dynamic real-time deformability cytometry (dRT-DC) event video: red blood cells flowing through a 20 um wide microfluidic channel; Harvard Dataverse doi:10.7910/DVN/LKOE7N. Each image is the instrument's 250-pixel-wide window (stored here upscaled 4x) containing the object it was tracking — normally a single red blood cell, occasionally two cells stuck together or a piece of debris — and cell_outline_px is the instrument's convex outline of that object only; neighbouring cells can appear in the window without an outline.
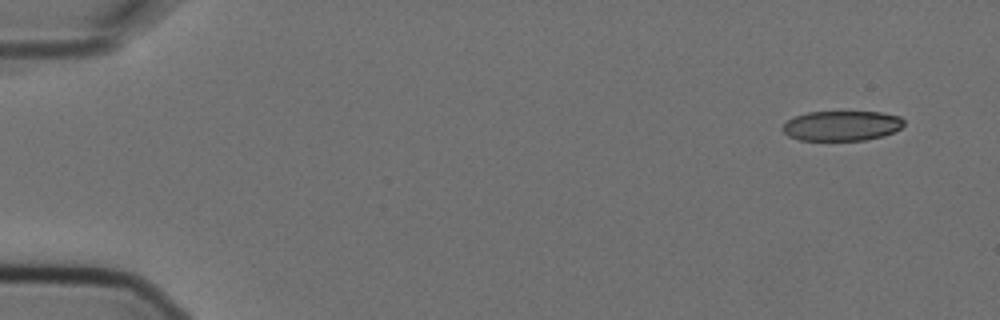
{"species": "Egyptian fruit bat (a non-hibernating species)", "species_latin": "Rousettus aegyptiacus", "temperature_condition": "cold", "stored_images_in_passage": 9, "camera_frame_rate_fps": 3000, "um_per_image_px": 0.085, "animal": {"sex": "female"}, "frame": {"image": 1, "passage_image": 1, "time_ms": 0.0, "image_size_px": [1000, 320], "cell_outline_px": [[904, 124], [900, 128], [884, 136], [864, 140], [800, 140], [788, 136], [780, 128], [788, 120], [796, 116], [808, 112], [880, 112], [900, 116], [904, 120]], "centroid_in_image_um": [71.55, 10.69], "position_along_channel_um": 13.5, "area_um2": 21.15}}
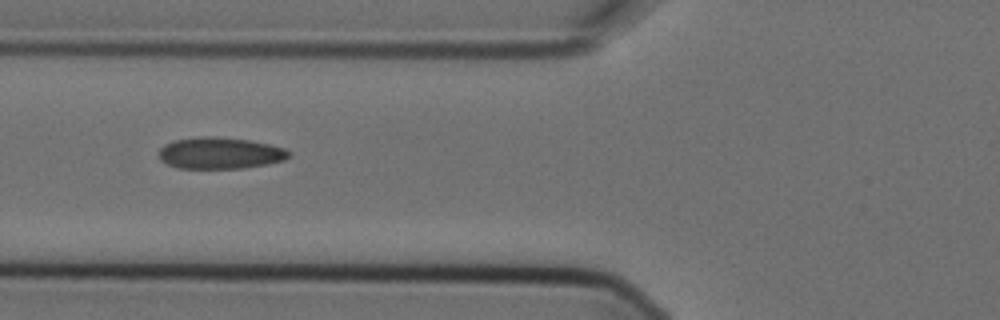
{"frame": {"image": 2, "passage_image": 6, "time_ms": 1.667, "image_size_px": [1000, 320], "cell_outline_px": [[292, 152], [284, 160], [268, 164], [244, 168], [176, 168], [160, 160], [160, 148], [164, 144], [172, 140], [204, 136], [216, 136], [248, 140], [268, 144], [284, 148]], "centroid_in_image_um": [18.69, 13.01], "position_along_channel_um": 107.1, "area_um2": 23.93}}
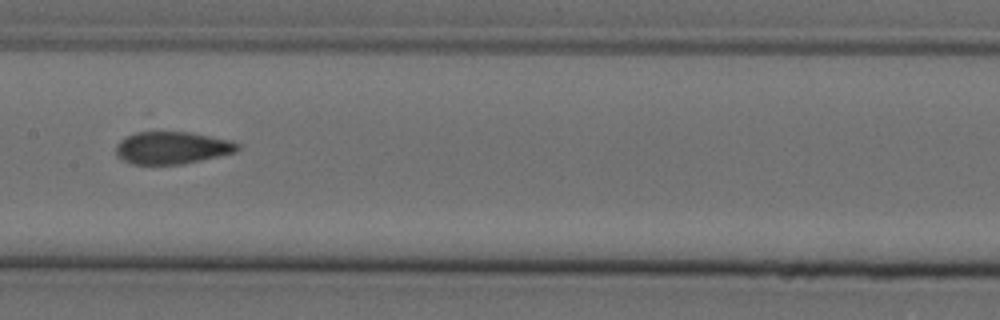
{"frame": {"image": 3, "passage_image": 8, "time_ms": 2.333, "image_size_px": [1000, 320], "cell_outline_px": [[240, 148], [236, 152], [184, 164], [132, 164], [116, 156], [116, 144], [120, 140], [136, 132], [188, 132], [232, 140], [240, 144]], "centroid_in_image_um": [14.64, 12.56], "position_along_channel_um": 192.8, "area_um2": 22.95}}